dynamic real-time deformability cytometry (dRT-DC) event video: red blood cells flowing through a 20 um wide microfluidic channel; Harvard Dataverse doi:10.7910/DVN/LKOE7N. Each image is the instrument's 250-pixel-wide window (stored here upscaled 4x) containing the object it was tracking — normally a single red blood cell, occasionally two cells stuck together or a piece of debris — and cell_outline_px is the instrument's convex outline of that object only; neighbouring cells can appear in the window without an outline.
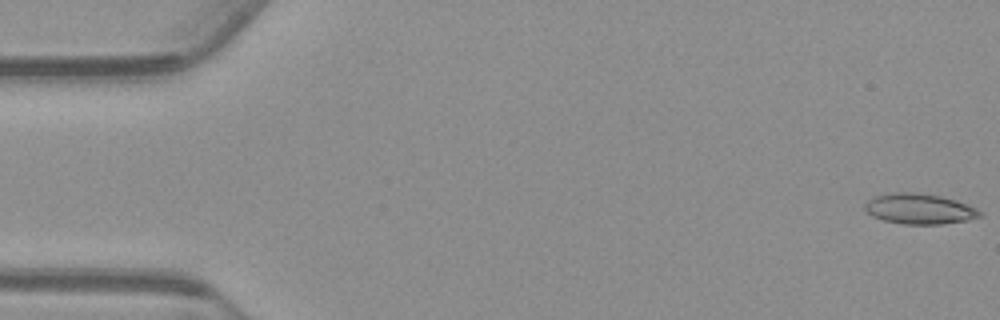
{"species": "common noctule bat (a hibernating species)", "species_latin": "Nyctalus noctula", "temperature_condition": "warm", "stored_images_in_passage": 55, "camera_frame_rate_fps": 3000, "um_per_image_px": 0.085, "animal": {"sex": "male", "body_mass_g": 23.1, "forearm_length_mm": 52.7}, "frame": {"image": 1, "passage_image": 1, "time_ms": 0.0, "image_size_px": [1000, 320], "cell_outline_px": [[984, 216], [968, 220], [944, 224], [904, 224], [884, 220], [872, 216], [864, 208], [864, 204], [868, 200], [876, 196], [892, 192], [912, 192], [940, 196], [956, 200], [976, 208], [984, 212]], "centroid_in_image_um": [78.19, 17.76], "position_along_channel_um": 6.8, "area_um2": 20.46}}
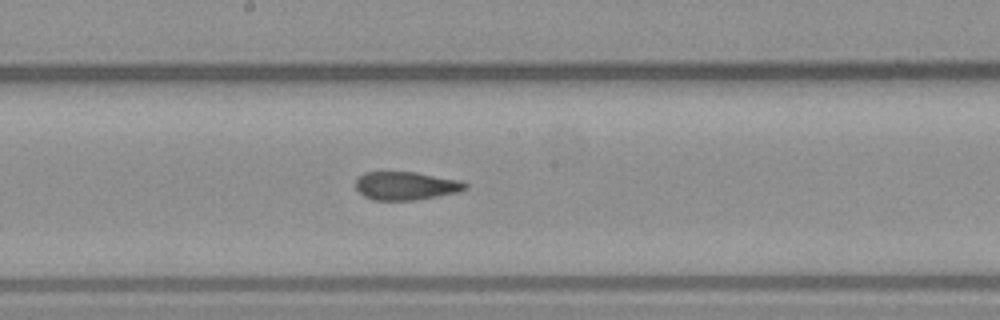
{"frame": {"image": 2, "passage_image": 29, "time_ms": 9.333, "image_size_px": [1000, 320], "cell_outline_px": [[468, 188], [456, 192], [416, 200], [372, 200], [364, 196], [356, 188], [356, 180], [364, 172], [416, 172], [460, 180], [468, 184]], "centroid_in_image_um": [34.5, 15.79], "position_along_channel_um": 213.7, "area_um2": 17.98}}
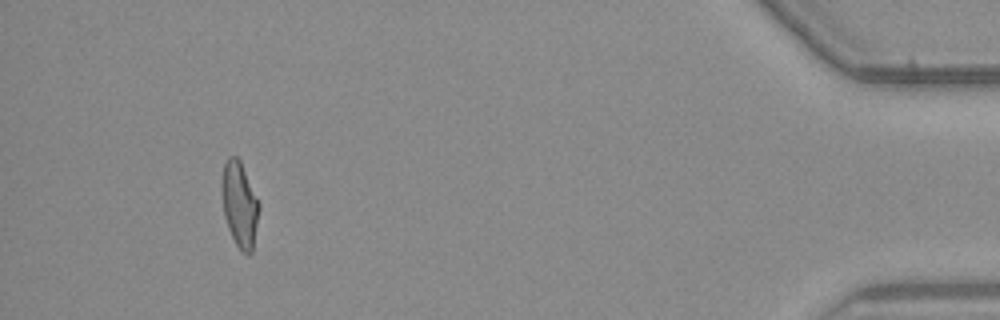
{"frame": {"image": 3, "passage_image": 51, "time_ms": 16.667, "image_size_px": [1000, 320], "cell_outline_px": [[260, 208], [252, 252], [248, 256], [236, 244], [228, 228], [224, 216], [220, 184], [220, 180], [224, 164], [228, 156], [236, 156], [240, 160], [260, 200]], "centroid_in_image_um": [20.37, 17.33], "position_along_channel_um": 414.8, "area_um2": 18.96}, "authors_computed_cell_mechanics": {"area_um2": 19.1896, "velocity_mm_per_s": 3.763, "shape_relaxation_time_tau1_ms": null, "shape_relaxation_time_tau2_ms": 1.9773, "deformation_change_tau1": null, "deformation_change_tau2": 0.098}}